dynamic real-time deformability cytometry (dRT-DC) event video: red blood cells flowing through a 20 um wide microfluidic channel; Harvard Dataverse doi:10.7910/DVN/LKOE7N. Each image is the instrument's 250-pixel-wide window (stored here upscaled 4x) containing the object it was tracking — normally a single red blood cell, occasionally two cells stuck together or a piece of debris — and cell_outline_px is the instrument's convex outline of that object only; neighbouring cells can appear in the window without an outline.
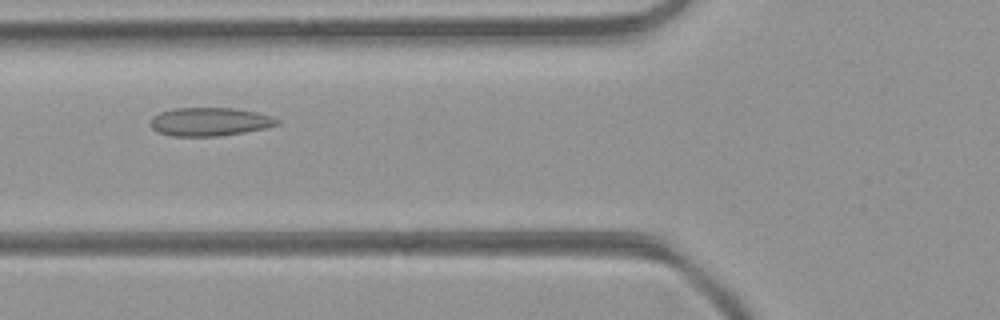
{"species": "common noctule bat (a hibernating species)", "species_latin": "Nyctalus noctula", "temperature_condition": "room temperature", "stored_images_in_passage": 44, "camera_frame_rate_fps": 3000, "um_per_image_px": 0.085, "animal": {"sex": "female", "body_mass_g": 21.9}, "frame": {"image": 1, "passage_image": 15, "time_ms": 4.667, "image_size_px": [1000, 320], "cell_outline_px": [[280, 124], [264, 128], [244, 132], [216, 136], [172, 136], [156, 132], [152, 128], [152, 116], [160, 112], [172, 108], [232, 108], [256, 112], [272, 116], [280, 120]], "centroid_in_image_um": [17.82, 10.34], "position_along_channel_um": 108.0, "area_um2": 20.92}}
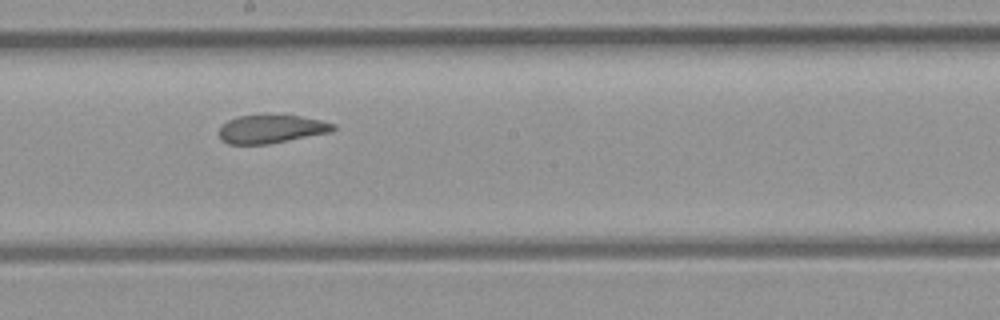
{"frame": {"image": 2, "passage_image": 23, "time_ms": 7.333, "image_size_px": [1000, 320], "cell_outline_px": [[336, 128], [332, 132], [268, 144], [228, 144], [220, 140], [220, 128], [228, 120], [240, 116], [264, 112], [300, 116], [320, 120], [336, 124]], "centroid_in_image_um": [23.07, 10.93], "position_along_channel_um": 225.1, "area_um2": 19.42}}
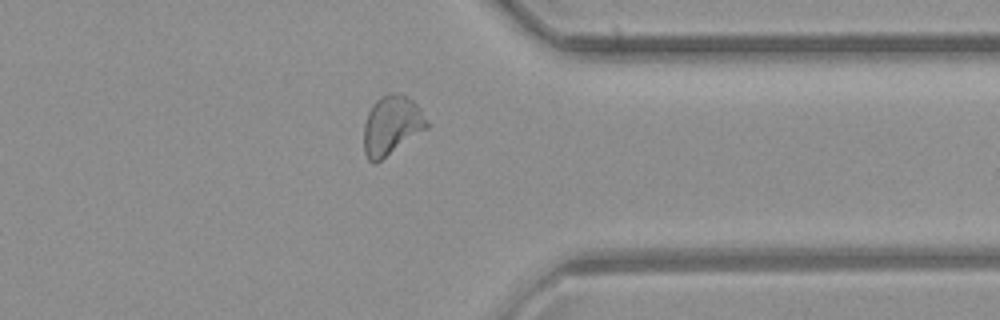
{"frame": {"image": 3, "passage_image": 34, "time_ms": 11.0, "image_size_px": [1000, 320], "cell_outline_px": [[428, 128], [376, 164], [368, 160], [364, 152], [364, 124], [368, 112], [372, 104], [380, 96], [388, 92], [400, 92], [412, 100], [420, 108], [428, 124]], "centroid_in_image_um": [33.27, 10.65], "position_along_channel_um": 378.1, "area_um2": 21.96}, "authors_computed_cell_mechanics": {"area_um2": 21.097, "velocity_mm_per_s": 4.3783, "shape_relaxation_time_tau1_ms": null, "shape_relaxation_time_tau2_ms": 1.0713, "deformation_change_tau1": null, "deformation_change_tau2": 0.0562}}